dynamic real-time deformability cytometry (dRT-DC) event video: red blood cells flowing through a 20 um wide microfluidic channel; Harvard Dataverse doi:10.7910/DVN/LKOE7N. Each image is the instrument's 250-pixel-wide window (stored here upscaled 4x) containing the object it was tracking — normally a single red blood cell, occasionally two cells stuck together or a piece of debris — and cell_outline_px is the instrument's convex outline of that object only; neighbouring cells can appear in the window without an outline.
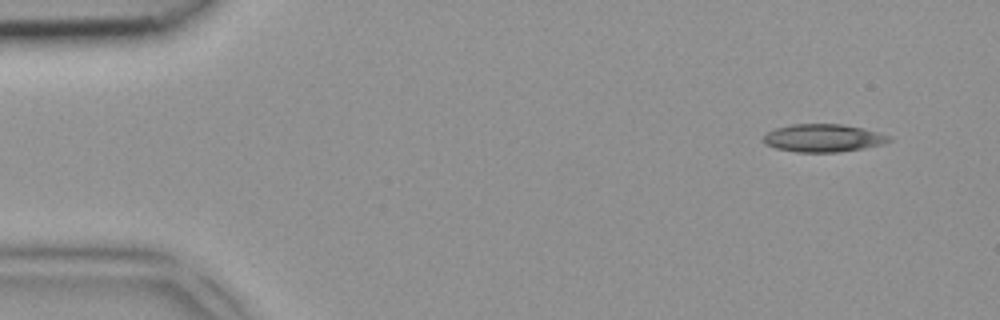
{"species": "common noctule bat (a hibernating species)", "species_latin": "Nyctalus noctula", "temperature_condition": "room temperature", "stored_images_in_passage": 4, "camera_frame_rate_fps": 3000, "um_per_image_px": 0.085, "animal": {"sex": "female", "body_mass_g": 18.4}, "frame": {"image": 1, "passage_image": 1, "time_ms": 0.0, "image_size_px": [1000, 320], "cell_outline_px": [[892, 140], [884, 144], [864, 148], [840, 152], [796, 152], [776, 148], [764, 144], [764, 136], [768, 132], [776, 128], [792, 124], [844, 124], [864, 128], [880, 132], [892, 136]], "centroid_in_image_um": [70.03, 11.73], "position_along_channel_um": 15.0, "area_um2": 20.58}}